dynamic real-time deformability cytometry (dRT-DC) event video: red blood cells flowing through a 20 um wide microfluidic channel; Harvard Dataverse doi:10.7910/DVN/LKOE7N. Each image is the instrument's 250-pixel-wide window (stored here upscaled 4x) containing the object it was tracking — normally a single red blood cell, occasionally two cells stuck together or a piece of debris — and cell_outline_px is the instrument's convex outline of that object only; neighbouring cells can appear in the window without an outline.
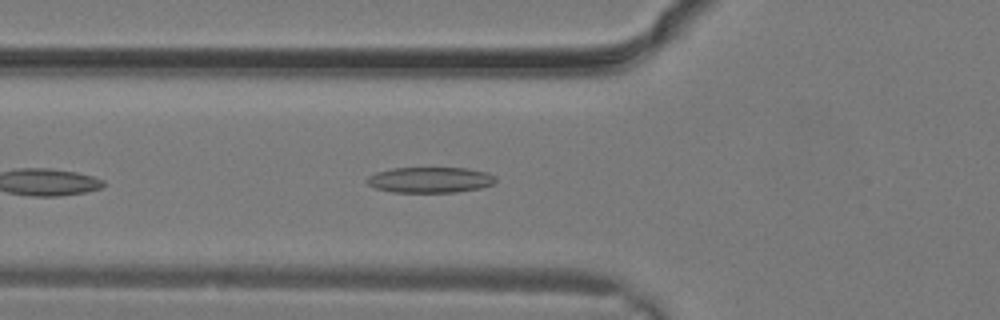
{"species": "common noctule bat (a hibernating species)", "species_latin": "Nyctalus noctula", "temperature_condition": "warm", "stored_images_in_passage": 13, "camera_frame_rate_fps": 3000, "um_per_image_px": 0.085, "animal": {"sex": "male", "body_mass_g": 19.2, "forearm_length_mm": 51.8}, "frame": {"image": 1, "passage_image": 2, "time_ms": 0.333, "image_size_px": [1000, 320], "cell_outline_px": [[496, 180], [492, 184], [480, 188], [456, 192], [392, 192], [376, 188], [368, 184], [364, 180], [368, 176], [376, 172], [392, 168], [468, 168], [488, 172], [496, 176]], "centroid_in_image_um": [36.55, 15.28], "position_along_channel_um": 89.2, "area_um2": 19.36}}
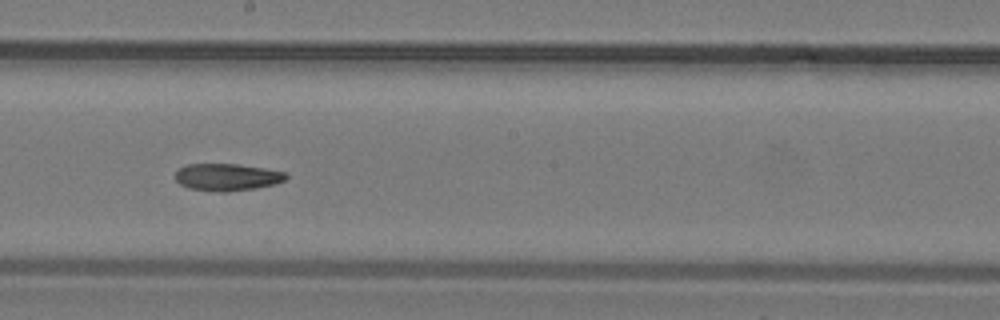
{"frame": {"image": 2, "passage_image": 8, "time_ms": 2.333, "image_size_px": [1000, 320], "cell_outline_px": [[288, 176], [284, 180], [272, 184], [256, 188], [228, 192], [220, 192], [188, 188], [180, 184], [176, 180], [176, 172], [184, 164], [236, 164], [264, 168], [284, 172]], "centroid_in_image_um": [19.27, 15.05], "position_along_channel_um": 228.9, "area_um2": 17.4}}
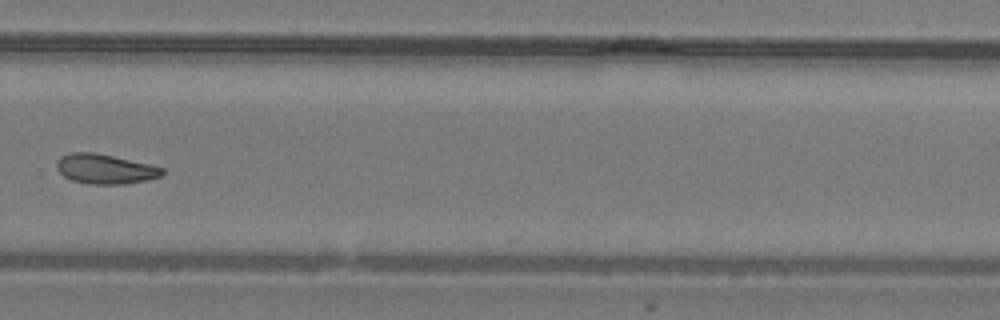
{"frame": {"image": 3, "passage_image": 12, "time_ms": 3.667, "image_size_px": [1000, 320], "cell_outline_px": [[164, 172], [160, 176], [144, 180], [124, 184], [88, 184], [72, 180], [64, 176], [56, 168], [56, 160], [60, 156], [72, 152], [96, 152], [148, 164], [164, 168]], "centroid_in_image_um": [8.88, 14.35], "position_along_channel_um": 320.9, "area_um2": 18.21}}